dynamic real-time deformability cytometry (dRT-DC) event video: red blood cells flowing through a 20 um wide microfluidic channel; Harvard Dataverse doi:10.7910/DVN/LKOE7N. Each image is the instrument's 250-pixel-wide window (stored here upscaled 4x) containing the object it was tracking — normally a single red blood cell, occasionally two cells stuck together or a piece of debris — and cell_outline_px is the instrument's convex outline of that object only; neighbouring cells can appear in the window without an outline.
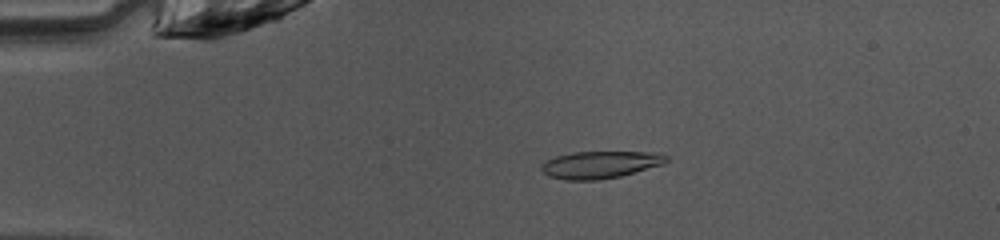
{"species": "common noctule bat (a hibernating species)", "species_latin": "Nyctalus noctula", "temperature_condition": "warm", "stored_images_in_passage": 49, "camera_frame_rate_fps": 3000, "um_per_image_px": 0.085, "animal": {"sex": "female", "body_mass_g": 10.0, "forearm_length_mm": 53.1}, "frame": {"image": 1, "passage_image": 11, "time_ms": 3.333, "image_size_px": [1000, 240], "cell_outline_px": [[668, 160], [664, 164], [620, 176], [600, 180], [564, 180], [548, 176], [540, 168], [540, 164], [556, 156], [572, 152], [660, 152], [668, 156]], "centroid_in_image_um": [51.02, 13.99], "position_along_channel_um": 34.0, "area_um2": 19.94}}
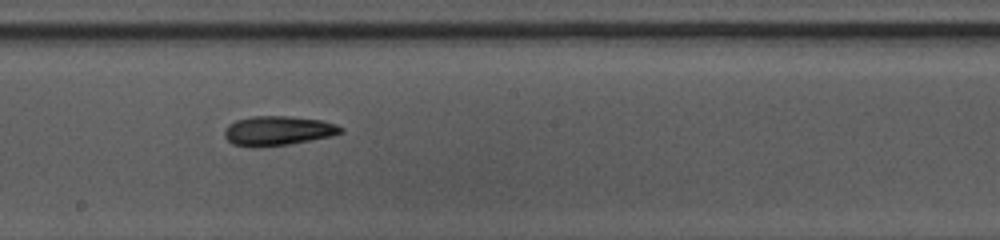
{"frame": {"image": 2, "passage_image": 28, "time_ms": 9.0, "image_size_px": [1000, 240], "cell_outline_px": [[344, 132], [332, 136], [288, 144], [260, 148], [252, 148], [232, 144], [224, 136], [224, 128], [228, 124], [236, 120], [252, 116], [288, 116], [320, 120], [336, 124], [344, 128]], "centroid_in_image_um": [23.59, 11.12], "position_along_channel_um": 224.6, "area_um2": 20.23}}
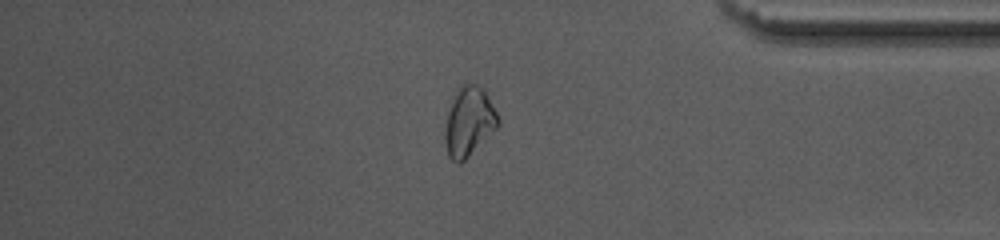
{"frame": {"image": 3, "passage_image": 42, "time_ms": 13.667, "image_size_px": [1000, 240], "cell_outline_px": [[500, 124], [460, 164], [456, 164], [448, 156], [444, 140], [444, 132], [448, 112], [456, 88], [460, 84], [476, 84], [484, 88], [500, 120]], "centroid_in_image_um": [39.84, 10.32], "position_along_channel_um": 395.4, "area_um2": 21.39}, "authors_computed_cell_mechanics": {"area_um2": 19.7098, "velocity_mm_per_s": 4.0798, "shape_relaxation_time_tau1_ms": 4.5399, "shape_relaxation_time_tau2_ms": 2.5503, "deformation_change_tau1": 0.155, "deformation_change_tau2": 0.0967}}